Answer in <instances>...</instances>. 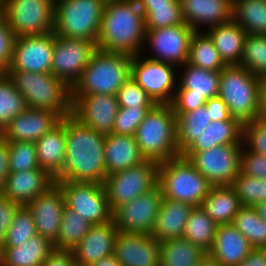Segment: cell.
I'll return each instance as SVG.
<instances>
[{
	"label": "cell",
	"mask_w": 266,
	"mask_h": 266,
	"mask_svg": "<svg viewBox=\"0 0 266 266\" xmlns=\"http://www.w3.org/2000/svg\"><path fill=\"white\" fill-rule=\"evenodd\" d=\"M66 151L61 175L55 181L104 184L106 134L85 126L73 115L65 117Z\"/></svg>",
	"instance_id": "6da1fadb"
},
{
	"label": "cell",
	"mask_w": 266,
	"mask_h": 266,
	"mask_svg": "<svg viewBox=\"0 0 266 266\" xmlns=\"http://www.w3.org/2000/svg\"><path fill=\"white\" fill-rule=\"evenodd\" d=\"M145 17L137 0H107L96 45L106 52L143 54Z\"/></svg>",
	"instance_id": "7a4b0ae2"
},
{
	"label": "cell",
	"mask_w": 266,
	"mask_h": 266,
	"mask_svg": "<svg viewBox=\"0 0 266 266\" xmlns=\"http://www.w3.org/2000/svg\"><path fill=\"white\" fill-rule=\"evenodd\" d=\"M133 56L97 49L79 80L71 88L72 104L81 95L112 94L131 77Z\"/></svg>",
	"instance_id": "3957f363"
},
{
	"label": "cell",
	"mask_w": 266,
	"mask_h": 266,
	"mask_svg": "<svg viewBox=\"0 0 266 266\" xmlns=\"http://www.w3.org/2000/svg\"><path fill=\"white\" fill-rule=\"evenodd\" d=\"M28 108L52 111L62 119L72 115L71 88L52 73L7 70Z\"/></svg>",
	"instance_id": "277c9868"
},
{
	"label": "cell",
	"mask_w": 266,
	"mask_h": 266,
	"mask_svg": "<svg viewBox=\"0 0 266 266\" xmlns=\"http://www.w3.org/2000/svg\"><path fill=\"white\" fill-rule=\"evenodd\" d=\"M134 137L146 160L160 164L181 156L176 142V115L171 104H155L137 127Z\"/></svg>",
	"instance_id": "5b68a950"
},
{
	"label": "cell",
	"mask_w": 266,
	"mask_h": 266,
	"mask_svg": "<svg viewBox=\"0 0 266 266\" xmlns=\"http://www.w3.org/2000/svg\"><path fill=\"white\" fill-rule=\"evenodd\" d=\"M218 97L241 124L259 119L261 78L240 65H226L220 73Z\"/></svg>",
	"instance_id": "8992f818"
},
{
	"label": "cell",
	"mask_w": 266,
	"mask_h": 266,
	"mask_svg": "<svg viewBox=\"0 0 266 266\" xmlns=\"http://www.w3.org/2000/svg\"><path fill=\"white\" fill-rule=\"evenodd\" d=\"M158 186L164 198L199 207L212 185L183 156L159 164Z\"/></svg>",
	"instance_id": "52a82bcc"
},
{
	"label": "cell",
	"mask_w": 266,
	"mask_h": 266,
	"mask_svg": "<svg viewBox=\"0 0 266 266\" xmlns=\"http://www.w3.org/2000/svg\"><path fill=\"white\" fill-rule=\"evenodd\" d=\"M107 0H55L56 35L97 42Z\"/></svg>",
	"instance_id": "ba28073f"
},
{
	"label": "cell",
	"mask_w": 266,
	"mask_h": 266,
	"mask_svg": "<svg viewBox=\"0 0 266 266\" xmlns=\"http://www.w3.org/2000/svg\"><path fill=\"white\" fill-rule=\"evenodd\" d=\"M159 163L142 164L106 176L104 186L112 213L121 205L148 193L158 186Z\"/></svg>",
	"instance_id": "9c48e42d"
},
{
	"label": "cell",
	"mask_w": 266,
	"mask_h": 266,
	"mask_svg": "<svg viewBox=\"0 0 266 266\" xmlns=\"http://www.w3.org/2000/svg\"><path fill=\"white\" fill-rule=\"evenodd\" d=\"M2 15L16 38L47 34L54 30L55 0H5Z\"/></svg>",
	"instance_id": "30bf717a"
},
{
	"label": "cell",
	"mask_w": 266,
	"mask_h": 266,
	"mask_svg": "<svg viewBox=\"0 0 266 266\" xmlns=\"http://www.w3.org/2000/svg\"><path fill=\"white\" fill-rule=\"evenodd\" d=\"M63 191L66 207L92 225L112 220L104 184L94 182L55 181Z\"/></svg>",
	"instance_id": "8fae6325"
},
{
	"label": "cell",
	"mask_w": 266,
	"mask_h": 266,
	"mask_svg": "<svg viewBox=\"0 0 266 266\" xmlns=\"http://www.w3.org/2000/svg\"><path fill=\"white\" fill-rule=\"evenodd\" d=\"M174 68L171 64L138 54L132 58L131 77L156 104H171L177 89Z\"/></svg>",
	"instance_id": "7c38bea8"
},
{
	"label": "cell",
	"mask_w": 266,
	"mask_h": 266,
	"mask_svg": "<svg viewBox=\"0 0 266 266\" xmlns=\"http://www.w3.org/2000/svg\"><path fill=\"white\" fill-rule=\"evenodd\" d=\"M241 150L242 145H216L188 160L212 186H231L240 172Z\"/></svg>",
	"instance_id": "4fadbf2b"
},
{
	"label": "cell",
	"mask_w": 266,
	"mask_h": 266,
	"mask_svg": "<svg viewBox=\"0 0 266 266\" xmlns=\"http://www.w3.org/2000/svg\"><path fill=\"white\" fill-rule=\"evenodd\" d=\"M97 49L93 41L55 34L51 73L72 88Z\"/></svg>",
	"instance_id": "5bb4252c"
},
{
	"label": "cell",
	"mask_w": 266,
	"mask_h": 266,
	"mask_svg": "<svg viewBox=\"0 0 266 266\" xmlns=\"http://www.w3.org/2000/svg\"><path fill=\"white\" fill-rule=\"evenodd\" d=\"M163 195L159 186L119 206L112 220L120 232L152 234Z\"/></svg>",
	"instance_id": "9a60e30c"
},
{
	"label": "cell",
	"mask_w": 266,
	"mask_h": 266,
	"mask_svg": "<svg viewBox=\"0 0 266 266\" xmlns=\"http://www.w3.org/2000/svg\"><path fill=\"white\" fill-rule=\"evenodd\" d=\"M194 33L195 31L186 23L146 29L145 42L154 54L146 58L182 67L188 61L190 41Z\"/></svg>",
	"instance_id": "2e32d148"
},
{
	"label": "cell",
	"mask_w": 266,
	"mask_h": 266,
	"mask_svg": "<svg viewBox=\"0 0 266 266\" xmlns=\"http://www.w3.org/2000/svg\"><path fill=\"white\" fill-rule=\"evenodd\" d=\"M54 45L53 31L39 36L17 37L11 64L7 70L51 73Z\"/></svg>",
	"instance_id": "e0dca14e"
},
{
	"label": "cell",
	"mask_w": 266,
	"mask_h": 266,
	"mask_svg": "<svg viewBox=\"0 0 266 266\" xmlns=\"http://www.w3.org/2000/svg\"><path fill=\"white\" fill-rule=\"evenodd\" d=\"M119 110L117 95H81L72 104V115L82 124L103 134L113 132L114 121Z\"/></svg>",
	"instance_id": "ac0fdd59"
},
{
	"label": "cell",
	"mask_w": 266,
	"mask_h": 266,
	"mask_svg": "<svg viewBox=\"0 0 266 266\" xmlns=\"http://www.w3.org/2000/svg\"><path fill=\"white\" fill-rule=\"evenodd\" d=\"M113 255L121 266H160L159 241L152 234L118 231Z\"/></svg>",
	"instance_id": "d6986e66"
},
{
	"label": "cell",
	"mask_w": 266,
	"mask_h": 266,
	"mask_svg": "<svg viewBox=\"0 0 266 266\" xmlns=\"http://www.w3.org/2000/svg\"><path fill=\"white\" fill-rule=\"evenodd\" d=\"M34 217L37 234L54 243L60 231L62 214L66 207L63 191L55 182L44 193L27 205Z\"/></svg>",
	"instance_id": "ffe728a7"
},
{
	"label": "cell",
	"mask_w": 266,
	"mask_h": 266,
	"mask_svg": "<svg viewBox=\"0 0 266 266\" xmlns=\"http://www.w3.org/2000/svg\"><path fill=\"white\" fill-rule=\"evenodd\" d=\"M62 118L52 111L27 108L15 116L0 133L8 142H36Z\"/></svg>",
	"instance_id": "44dd1931"
},
{
	"label": "cell",
	"mask_w": 266,
	"mask_h": 266,
	"mask_svg": "<svg viewBox=\"0 0 266 266\" xmlns=\"http://www.w3.org/2000/svg\"><path fill=\"white\" fill-rule=\"evenodd\" d=\"M117 232L113 220L91 225L87 235L72 249L77 266H89L111 256Z\"/></svg>",
	"instance_id": "7402d4cb"
},
{
	"label": "cell",
	"mask_w": 266,
	"mask_h": 266,
	"mask_svg": "<svg viewBox=\"0 0 266 266\" xmlns=\"http://www.w3.org/2000/svg\"><path fill=\"white\" fill-rule=\"evenodd\" d=\"M54 183L55 179L45 170L31 169L10 173L0 192L11 201L21 206H27Z\"/></svg>",
	"instance_id": "603a6c76"
},
{
	"label": "cell",
	"mask_w": 266,
	"mask_h": 266,
	"mask_svg": "<svg viewBox=\"0 0 266 266\" xmlns=\"http://www.w3.org/2000/svg\"><path fill=\"white\" fill-rule=\"evenodd\" d=\"M181 4L184 22L195 32L232 20L233 0H181Z\"/></svg>",
	"instance_id": "cb8c5ba5"
},
{
	"label": "cell",
	"mask_w": 266,
	"mask_h": 266,
	"mask_svg": "<svg viewBox=\"0 0 266 266\" xmlns=\"http://www.w3.org/2000/svg\"><path fill=\"white\" fill-rule=\"evenodd\" d=\"M247 238L233 224L218 225L209 250L221 266H238L252 250Z\"/></svg>",
	"instance_id": "d4e9b609"
},
{
	"label": "cell",
	"mask_w": 266,
	"mask_h": 266,
	"mask_svg": "<svg viewBox=\"0 0 266 266\" xmlns=\"http://www.w3.org/2000/svg\"><path fill=\"white\" fill-rule=\"evenodd\" d=\"M104 154L106 176L146 161L136 143L135 137L131 135L106 134Z\"/></svg>",
	"instance_id": "484cf974"
},
{
	"label": "cell",
	"mask_w": 266,
	"mask_h": 266,
	"mask_svg": "<svg viewBox=\"0 0 266 266\" xmlns=\"http://www.w3.org/2000/svg\"><path fill=\"white\" fill-rule=\"evenodd\" d=\"M35 144L39 167L56 180L61 175L65 161V118Z\"/></svg>",
	"instance_id": "4316f807"
},
{
	"label": "cell",
	"mask_w": 266,
	"mask_h": 266,
	"mask_svg": "<svg viewBox=\"0 0 266 266\" xmlns=\"http://www.w3.org/2000/svg\"><path fill=\"white\" fill-rule=\"evenodd\" d=\"M193 206L162 198L152 235L159 242L182 238Z\"/></svg>",
	"instance_id": "83f0119b"
},
{
	"label": "cell",
	"mask_w": 266,
	"mask_h": 266,
	"mask_svg": "<svg viewBox=\"0 0 266 266\" xmlns=\"http://www.w3.org/2000/svg\"><path fill=\"white\" fill-rule=\"evenodd\" d=\"M55 250L54 244L36 234L16 247L0 248V266H41Z\"/></svg>",
	"instance_id": "f1b7e54d"
},
{
	"label": "cell",
	"mask_w": 266,
	"mask_h": 266,
	"mask_svg": "<svg viewBox=\"0 0 266 266\" xmlns=\"http://www.w3.org/2000/svg\"><path fill=\"white\" fill-rule=\"evenodd\" d=\"M216 145H242V124L234 119L212 121L209 126L182 154L189 159L195 152L212 148Z\"/></svg>",
	"instance_id": "f546056e"
},
{
	"label": "cell",
	"mask_w": 266,
	"mask_h": 266,
	"mask_svg": "<svg viewBox=\"0 0 266 266\" xmlns=\"http://www.w3.org/2000/svg\"><path fill=\"white\" fill-rule=\"evenodd\" d=\"M206 30L223 62L239 65L247 33L233 19Z\"/></svg>",
	"instance_id": "4dcf8cb0"
},
{
	"label": "cell",
	"mask_w": 266,
	"mask_h": 266,
	"mask_svg": "<svg viewBox=\"0 0 266 266\" xmlns=\"http://www.w3.org/2000/svg\"><path fill=\"white\" fill-rule=\"evenodd\" d=\"M201 207L217 225H225L232 224L242 205L232 186H212Z\"/></svg>",
	"instance_id": "1f68e13d"
},
{
	"label": "cell",
	"mask_w": 266,
	"mask_h": 266,
	"mask_svg": "<svg viewBox=\"0 0 266 266\" xmlns=\"http://www.w3.org/2000/svg\"><path fill=\"white\" fill-rule=\"evenodd\" d=\"M176 115V142L182 154L212 122L205 105L188 113H175Z\"/></svg>",
	"instance_id": "d6a6232c"
},
{
	"label": "cell",
	"mask_w": 266,
	"mask_h": 266,
	"mask_svg": "<svg viewBox=\"0 0 266 266\" xmlns=\"http://www.w3.org/2000/svg\"><path fill=\"white\" fill-rule=\"evenodd\" d=\"M179 84L189 94L204 96L207 100L218 96L220 73L185 63Z\"/></svg>",
	"instance_id": "836d02e7"
},
{
	"label": "cell",
	"mask_w": 266,
	"mask_h": 266,
	"mask_svg": "<svg viewBox=\"0 0 266 266\" xmlns=\"http://www.w3.org/2000/svg\"><path fill=\"white\" fill-rule=\"evenodd\" d=\"M232 19L250 35H266V0H233Z\"/></svg>",
	"instance_id": "e575fe53"
},
{
	"label": "cell",
	"mask_w": 266,
	"mask_h": 266,
	"mask_svg": "<svg viewBox=\"0 0 266 266\" xmlns=\"http://www.w3.org/2000/svg\"><path fill=\"white\" fill-rule=\"evenodd\" d=\"M160 266H195L206 253L186 238L159 242Z\"/></svg>",
	"instance_id": "d590c367"
},
{
	"label": "cell",
	"mask_w": 266,
	"mask_h": 266,
	"mask_svg": "<svg viewBox=\"0 0 266 266\" xmlns=\"http://www.w3.org/2000/svg\"><path fill=\"white\" fill-rule=\"evenodd\" d=\"M218 225L202 209L193 207L184 230V238L205 252L211 249Z\"/></svg>",
	"instance_id": "8d00e7d4"
},
{
	"label": "cell",
	"mask_w": 266,
	"mask_h": 266,
	"mask_svg": "<svg viewBox=\"0 0 266 266\" xmlns=\"http://www.w3.org/2000/svg\"><path fill=\"white\" fill-rule=\"evenodd\" d=\"M187 63L217 72H221L226 66L212 40L204 31L192 35Z\"/></svg>",
	"instance_id": "74e56055"
},
{
	"label": "cell",
	"mask_w": 266,
	"mask_h": 266,
	"mask_svg": "<svg viewBox=\"0 0 266 266\" xmlns=\"http://www.w3.org/2000/svg\"><path fill=\"white\" fill-rule=\"evenodd\" d=\"M91 225L87 219L65 207L58 238L53 243L55 249L72 250L87 235Z\"/></svg>",
	"instance_id": "f35d334b"
},
{
	"label": "cell",
	"mask_w": 266,
	"mask_h": 266,
	"mask_svg": "<svg viewBox=\"0 0 266 266\" xmlns=\"http://www.w3.org/2000/svg\"><path fill=\"white\" fill-rule=\"evenodd\" d=\"M232 224L247 238L252 248L266 249V221L260 217L256 207L242 206Z\"/></svg>",
	"instance_id": "ab89813d"
},
{
	"label": "cell",
	"mask_w": 266,
	"mask_h": 266,
	"mask_svg": "<svg viewBox=\"0 0 266 266\" xmlns=\"http://www.w3.org/2000/svg\"><path fill=\"white\" fill-rule=\"evenodd\" d=\"M239 65L261 79L266 77V35H246Z\"/></svg>",
	"instance_id": "60d3db41"
},
{
	"label": "cell",
	"mask_w": 266,
	"mask_h": 266,
	"mask_svg": "<svg viewBox=\"0 0 266 266\" xmlns=\"http://www.w3.org/2000/svg\"><path fill=\"white\" fill-rule=\"evenodd\" d=\"M27 108L25 98L6 75L0 80V133L15 116Z\"/></svg>",
	"instance_id": "b9f144b4"
},
{
	"label": "cell",
	"mask_w": 266,
	"mask_h": 266,
	"mask_svg": "<svg viewBox=\"0 0 266 266\" xmlns=\"http://www.w3.org/2000/svg\"><path fill=\"white\" fill-rule=\"evenodd\" d=\"M146 29H158L184 24L181 0H172L168 6L141 9Z\"/></svg>",
	"instance_id": "7bdbcfd3"
},
{
	"label": "cell",
	"mask_w": 266,
	"mask_h": 266,
	"mask_svg": "<svg viewBox=\"0 0 266 266\" xmlns=\"http://www.w3.org/2000/svg\"><path fill=\"white\" fill-rule=\"evenodd\" d=\"M242 206L256 207L266 201V180L239 172L231 185Z\"/></svg>",
	"instance_id": "ee69618b"
},
{
	"label": "cell",
	"mask_w": 266,
	"mask_h": 266,
	"mask_svg": "<svg viewBox=\"0 0 266 266\" xmlns=\"http://www.w3.org/2000/svg\"><path fill=\"white\" fill-rule=\"evenodd\" d=\"M37 234L34 217L27 206H21L8 229L2 247H16Z\"/></svg>",
	"instance_id": "f6af8a7d"
},
{
	"label": "cell",
	"mask_w": 266,
	"mask_h": 266,
	"mask_svg": "<svg viewBox=\"0 0 266 266\" xmlns=\"http://www.w3.org/2000/svg\"><path fill=\"white\" fill-rule=\"evenodd\" d=\"M10 172L39 169L35 142L9 141Z\"/></svg>",
	"instance_id": "bcb514c9"
},
{
	"label": "cell",
	"mask_w": 266,
	"mask_h": 266,
	"mask_svg": "<svg viewBox=\"0 0 266 266\" xmlns=\"http://www.w3.org/2000/svg\"><path fill=\"white\" fill-rule=\"evenodd\" d=\"M117 99L119 107L125 108H152L156 104L132 77L118 90Z\"/></svg>",
	"instance_id": "7dc6e473"
},
{
	"label": "cell",
	"mask_w": 266,
	"mask_h": 266,
	"mask_svg": "<svg viewBox=\"0 0 266 266\" xmlns=\"http://www.w3.org/2000/svg\"><path fill=\"white\" fill-rule=\"evenodd\" d=\"M242 147L266 156V121L256 119L242 124ZM247 147V148H246Z\"/></svg>",
	"instance_id": "c3c4849f"
},
{
	"label": "cell",
	"mask_w": 266,
	"mask_h": 266,
	"mask_svg": "<svg viewBox=\"0 0 266 266\" xmlns=\"http://www.w3.org/2000/svg\"><path fill=\"white\" fill-rule=\"evenodd\" d=\"M151 108H125L119 107L117 112L113 132L117 135L134 136L137 127L143 121Z\"/></svg>",
	"instance_id": "681fc988"
},
{
	"label": "cell",
	"mask_w": 266,
	"mask_h": 266,
	"mask_svg": "<svg viewBox=\"0 0 266 266\" xmlns=\"http://www.w3.org/2000/svg\"><path fill=\"white\" fill-rule=\"evenodd\" d=\"M240 172L246 176L266 180V156L242 147L240 153Z\"/></svg>",
	"instance_id": "f907efd6"
},
{
	"label": "cell",
	"mask_w": 266,
	"mask_h": 266,
	"mask_svg": "<svg viewBox=\"0 0 266 266\" xmlns=\"http://www.w3.org/2000/svg\"><path fill=\"white\" fill-rule=\"evenodd\" d=\"M176 86L175 96L171 103L174 113H188L206 104L207 99L204 96L189 94L179 84Z\"/></svg>",
	"instance_id": "816d5d0a"
},
{
	"label": "cell",
	"mask_w": 266,
	"mask_h": 266,
	"mask_svg": "<svg viewBox=\"0 0 266 266\" xmlns=\"http://www.w3.org/2000/svg\"><path fill=\"white\" fill-rule=\"evenodd\" d=\"M15 34L5 17L0 15V63L8 68L13 57Z\"/></svg>",
	"instance_id": "f5cc1de1"
},
{
	"label": "cell",
	"mask_w": 266,
	"mask_h": 266,
	"mask_svg": "<svg viewBox=\"0 0 266 266\" xmlns=\"http://www.w3.org/2000/svg\"><path fill=\"white\" fill-rule=\"evenodd\" d=\"M20 207V204L11 201L0 192V248L5 241L8 229Z\"/></svg>",
	"instance_id": "db71d44e"
},
{
	"label": "cell",
	"mask_w": 266,
	"mask_h": 266,
	"mask_svg": "<svg viewBox=\"0 0 266 266\" xmlns=\"http://www.w3.org/2000/svg\"><path fill=\"white\" fill-rule=\"evenodd\" d=\"M206 110L212 121L229 120L231 115L226 104L220 97H214L207 100L205 104Z\"/></svg>",
	"instance_id": "11a10c76"
},
{
	"label": "cell",
	"mask_w": 266,
	"mask_h": 266,
	"mask_svg": "<svg viewBox=\"0 0 266 266\" xmlns=\"http://www.w3.org/2000/svg\"><path fill=\"white\" fill-rule=\"evenodd\" d=\"M41 266H77L72 250L55 249Z\"/></svg>",
	"instance_id": "9f6ffc18"
},
{
	"label": "cell",
	"mask_w": 266,
	"mask_h": 266,
	"mask_svg": "<svg viewBox=\"0 0 266 266\" xmlns=\"http://www.w3.org/2000/svg\"><path fill=\"white\" fill-rule=\"evenodd\" d=\"M10 151L8 141L0 134V191L10 174Z\"/></svg>",
	"instance_id": "6f0895ef"
},
{
	"label": "cell",
	"mask_w": 266,
	"mask_h": 266,
	"mask_svg": "<svg viewBox=\"0 0 266 266\" xmlns=\"http://www.w3.org/2000/svg\"><path fill=\"white\" fill-rule=\"evenodd\" d=\"M238 266H266V249L253 248Z\"/></svg>",
	"instance_id": "680465c9"
},
{
	"label": "cell",
	"mask_w": 266,
	"mask_h": 266,
	"mask_svg": "<svg viewBox=\"0 0 266 266\" xmlns=\"http://www.w3.org/2000/svg\"><path fill=\"white\" fill-rule=\"evenodd\" d=\"M172 0H137L140 9H153V7L168 6Z\"/></svg>",
	"instance_id": "91938a15"
},
{
	"label": "cell",
	"mask_w": 266,
	"mask_h": 266,
	"mask_svg": "<svg viewBox=\"0 0 266 266\" xmlns=\"http://www.w3.org/2000/svg\"><path fill=\"white\" fill-rule=\"evenodd\" d=\"M260 119L266 121V77L261 79Z\"/></svg>",
	"instance_id": "94428289"
},
{
	"label": "cell",
	"mask_w": 266,
	"mask_h": 266,
	"mask_svg": "<svg viewBox=\"0 0 266 266\" xmlns=\"http://www.w3.org/2000/svg\"><path fill=\"white\" fill-rule=\"evenodd\" d=\"M89 266H121V264L112 254L111 256L100 259L96 263H93Z\"/></svg>",
	"instance_id": "6125c7cd"
},
{
	"label": "cell",
	"mask_w": 266,
	"mask_h": 266,
	"mask_svg": "<svg viewBox=\"0 0 266 266\" xmlns=\"http://www.w3.org/2000/svg\"><path fill=\"white\" fill-rule=\"evenodd\" d=\"M195 266H221L214 257L206 252L204 256L195 264Z\"/></svg>",
	"instance_id": "be15d7a7"
},
{
	"label": "cell",
	"mask_w": 266,
	"mask_h": 266,
	"mask_svg": "<svg viewBox=\"0 0 266 266\" xmlns=\"http://www.w3.org/2000/svg\"><path fill=\"white\" fill-rule=\"evenodd\" d=\"M256 209L258 210L260 217L266 221V201L259 203L256 206Z\"/></svg>",
	"instance_id": "e7e4bbea"
},
{
	"label": "cell",
	"mask_w": 266,
	"mask_h": 266,
	"mask_svg": "<svg viewBox=\"0 0 266 266\" xmlns=\"http://www.w3.org/2000/svg\"><path fill=\"white\" fill-rule=\"evenodd\" d=\"M7 75V68L0 63V80Z\"/></svg>",
	"instance_id": "03108f58"
},
{
	"label": "cell",
	"mask_w": 266,
	"mask_h": 266,
	"mask_svg": "<svg viewBox=\"0 0 266 266\" xmlns=\"http://www.w3.org/2000/svg\"><path fill=\"white\" fill-rule=\"evenodd\" d=\"M5 6V0H0V15L3 13Z\"/></svg>",
	"instance_id": "003e7915"
}]
</instances>
